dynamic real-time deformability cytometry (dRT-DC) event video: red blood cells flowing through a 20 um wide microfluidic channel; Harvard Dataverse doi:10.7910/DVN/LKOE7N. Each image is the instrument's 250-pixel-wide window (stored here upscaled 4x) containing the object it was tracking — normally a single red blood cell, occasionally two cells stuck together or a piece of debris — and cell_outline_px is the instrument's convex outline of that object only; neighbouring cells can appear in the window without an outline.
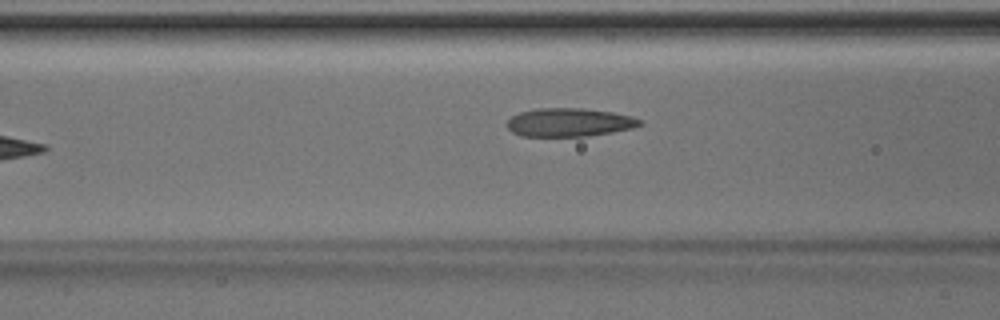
{"species": "Egyptian fruit bat (a non-hibernating species)", "species_latin": "Rousettus aegyptiacus", "temperature_condition": "room temperature", "stored_images_in_passage": 8, "camera_frame_rate_fps": 3000, "um_per_image_px": 0.085, "animal": {"sex": "male"}, "frame": {"image": 1, "passage_image": 8, "time_ms": 2.333, "image_size_px": [1000, 320], "cell_outline_px": [[644, 124], [632, 128], [612, 132], [588, 136], [520, 136], [512, 132], [504, 124], [512, 116], [520, 112], [536, 108], [584, 108], [612, 112], [632, 116], [644, 120]], "centroid_in_image_um": [48.39, 10.4], "position_along_channel_um": 118.2, "area_um2": 22.25}}